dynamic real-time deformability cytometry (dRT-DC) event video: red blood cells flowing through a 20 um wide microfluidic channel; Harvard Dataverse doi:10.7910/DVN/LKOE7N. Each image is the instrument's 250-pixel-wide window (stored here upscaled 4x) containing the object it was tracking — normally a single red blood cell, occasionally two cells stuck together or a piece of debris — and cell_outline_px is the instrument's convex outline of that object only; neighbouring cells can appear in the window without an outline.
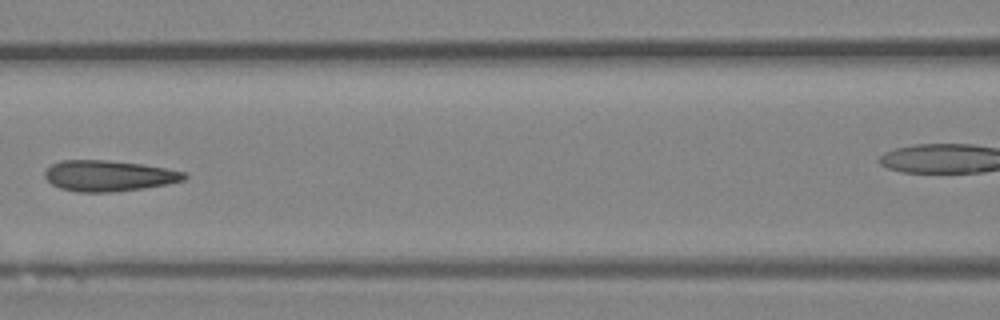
{"species": "Egyptian fruit bat (a non-hibernating species)", "species_latin": "Rousettus aegyptiacus", "temperature_condition": "room temperature", "stored_images_in_passage": 7, "segment_of_instrument_passage": [1, 2], "camera_frame_rate_fps": 3000, "um_per_image_px": 0.085, "animal": {"sex": "female"}, "frame": {"image": 1, "passage_image": 6, "time_ms": 1.667, "image_size_px": [1000, 320], "cell_outline_px": [[188, 176], [184, 180], [168, 184], [144, 188], [112, 192], [76, 192], [60, 188], [52, 184], [44, 176], [44, 172], [52, 164], [60, 160], [108, 160], [144, 164], [188, 172]], "centroid_in_image_um": [9.27, 14.94], "position_along_channel_um": 157.3, "area_um2": 25.32}}